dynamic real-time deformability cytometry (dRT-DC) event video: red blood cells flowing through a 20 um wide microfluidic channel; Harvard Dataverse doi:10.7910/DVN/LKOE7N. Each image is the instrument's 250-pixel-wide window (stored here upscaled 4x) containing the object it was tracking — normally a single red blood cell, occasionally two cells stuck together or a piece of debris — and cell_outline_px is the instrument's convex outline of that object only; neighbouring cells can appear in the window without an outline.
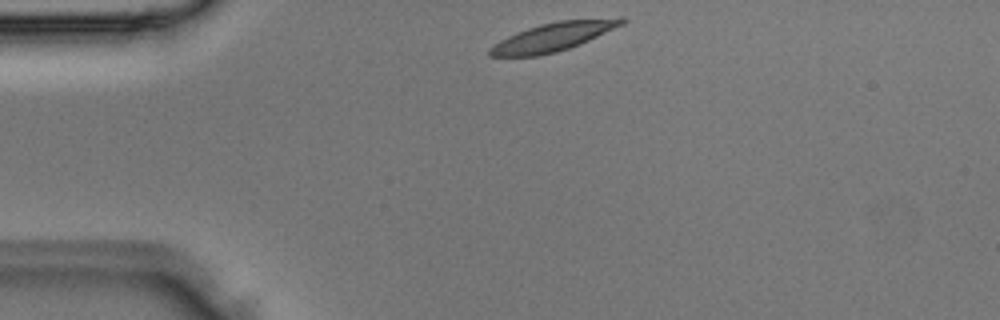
{"species": "Egyptian fruit bat (a non-hibernating species)", "species_latin": "Rousettus aegyptiacus", "temperature_condition": "room temperature", "stored_images_in_passage": 2, "camera_frame_rate_fps": 3000, "um_per_image_px": 0.085, "animal": {"sex": "male"}, "frame": {"image": 1, "passage_image": 1, "time_ms": 0.0, "image_size_px": [1000, 320], "cell_outline_px": [[628, 20], [624, 24], [580, 44], [556, 52], [540, 56], [488, 56], [488, 48], [500, 40], [516, 32], [540, 24], [556, 20], [620, 16], [624, 16]], "centroid_in_image_um": [47.09, 3.1], "position_along_channel_um": 37.9, "area_um2": 22.37}}